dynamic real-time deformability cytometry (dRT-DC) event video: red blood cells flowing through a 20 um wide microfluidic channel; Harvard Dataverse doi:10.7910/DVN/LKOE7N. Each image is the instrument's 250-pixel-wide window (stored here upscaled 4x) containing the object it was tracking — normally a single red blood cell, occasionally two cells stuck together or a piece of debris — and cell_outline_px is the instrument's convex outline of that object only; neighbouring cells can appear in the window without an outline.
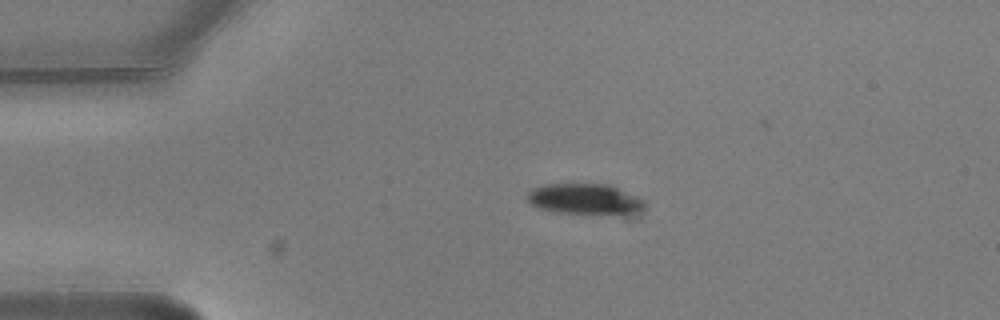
{"species": "common noctule bat (a hibernating species)", "species_latin": "Nyctalus noctula", "temperature_condition": "warm", "stored_images_in_passage": 2, "camera_frame_rate_fps": 3000, "um_per_image_px": 0.085, "animal": {"sex": "male", "body_mass_g": 20.5, "forearm_length_mm": 52.5}, "frame": {"image": 1, "passage_image": 1, "time_ms": 0.0, "image_size_px": [1000, 320], "cell_outline_px": [[648, 200], [644, 208], [640, 212], [632, 216], [624, 216], [556, 212], [540, 208], [528, 204], [524, 196], [532, 188], [544, 184], [608, 184]], "centroid_in_image_um": [49.79, 16.96], "position_along_channel_um": 35.2, "area_um2": 22.08}}